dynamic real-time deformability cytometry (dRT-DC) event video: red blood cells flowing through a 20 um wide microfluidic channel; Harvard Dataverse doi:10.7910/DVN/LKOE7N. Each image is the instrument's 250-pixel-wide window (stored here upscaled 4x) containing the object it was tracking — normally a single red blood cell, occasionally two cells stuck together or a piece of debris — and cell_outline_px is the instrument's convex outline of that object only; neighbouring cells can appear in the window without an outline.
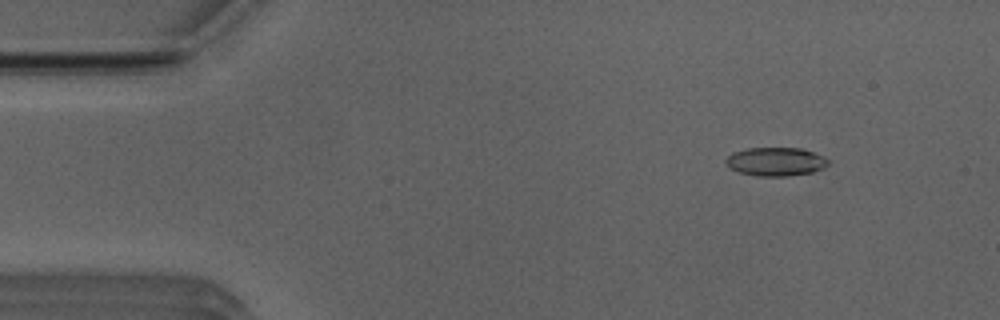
{"species": "Egyptian fruit bat (a non-hibernating species)", "species_latin": "Rousettus aegyptiacus", "temperature_condition": "room temperature", "stored_images_in_passage": 52, "camera_frame_rate_fps": 3000, "um_per_image_px": 0.085, "animal": {"sex": "male"}, "frame": {"image": 1, "passage_image": 6, "time_ms": 1.667, "image_size_px": [1000, 320], "cell_outline_px": [[828, 164], [824, 168], [812, 172], [788, 176], [760, 176], [740, 172], [732, 168], [724, 160], [732, 152], [748, 148], [800, 148], [824, 156], [828, 160]], "centroid_in_image_um": [65.95, 13.73], "position_along_channel_um": 19.0, "area_um2": 16.88}}
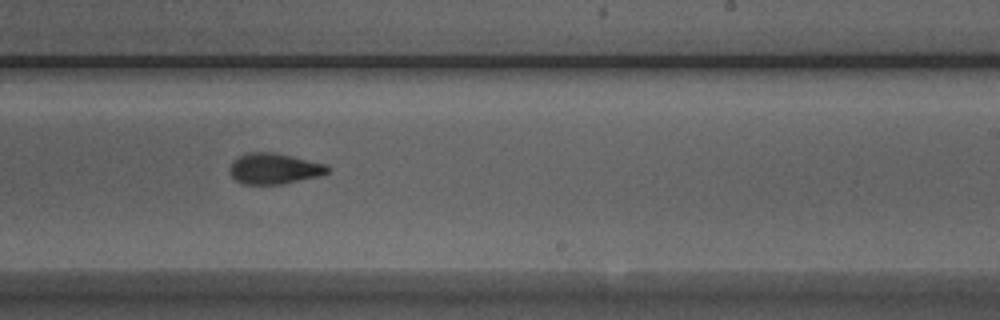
{"frame": {"image": 2, "passage_image": 31, "time_ms": 10.0, "image_size_px": [1000, 320], "cell_outline_px": [[328, 172], [320, 176], [280, 184], [244, 184], [236, 180], [228, 172], [228, 168], [232, 160], [248, 152], [272, 152], [292, 156], [328, 164]], "centroid_in_image_um": [23.28, 14.32], "position_along_channel_um": 265.7, "area_um2": 17.63}}
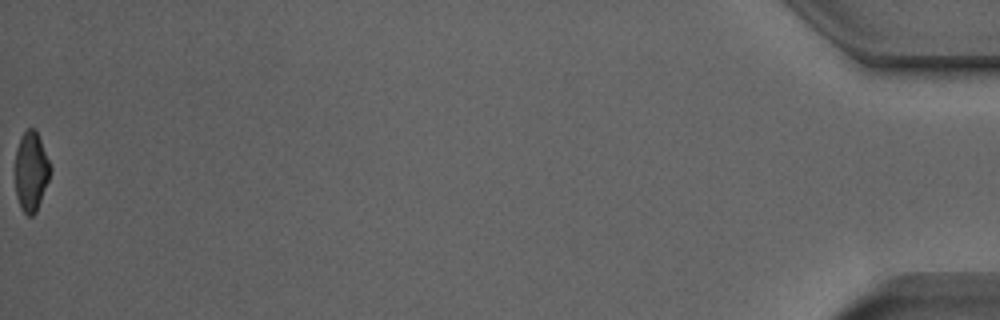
{"frame": {"image": 3, "passage_image": 52, "time_ms": 17.0, "image_size_px": [1000, 320], "cell_outline_px": [[52, 172], [36, 212], [32, 216], [28, 216], [20, 208], [16, 196], [16, 148], [20, 136], [28, 128], [36, 128], [52, 164]], "centroid_in_image_um": [2.68, 14.53], "position_along_channel_um": 432.5, "area_um2": 16.7}, "authors_computed_cell_mechanics": {"area_um2": 17.5134, "velocity_mm_per_s": 3.9472, "shape_relaxation_time_tau1_ms": 7.8658, "shape_relaxation_time_tau2_ms": 1.603, "deformation_change_tau1": 0.1918, "deformation_change_tau2": 0.0817}}